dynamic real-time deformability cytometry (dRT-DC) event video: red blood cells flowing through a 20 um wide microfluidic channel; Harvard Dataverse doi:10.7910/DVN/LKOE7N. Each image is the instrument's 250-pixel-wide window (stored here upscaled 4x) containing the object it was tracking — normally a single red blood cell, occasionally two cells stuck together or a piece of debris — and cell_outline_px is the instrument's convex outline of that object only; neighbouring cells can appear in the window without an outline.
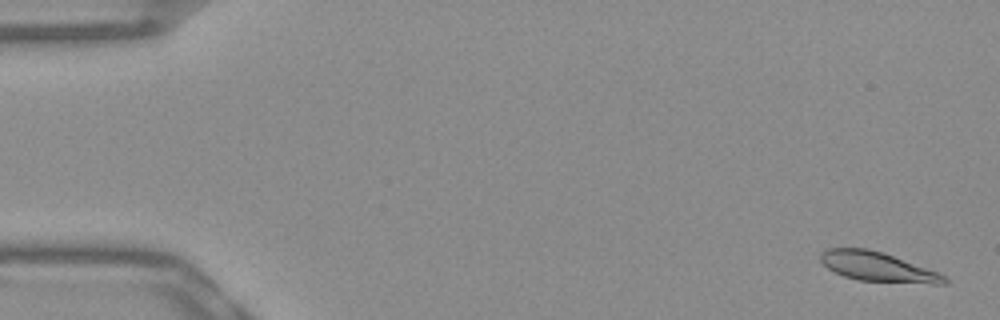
{"species": "Egyptian fruit bat (a non-hibernating species)", "species_latin": "Rousettus aegyptiacus", "temperature_condition": "warm", "stored_images_in_passage": 53, "camera_frame_rate_fps": 3000, "um_per_image_px": 0.085, "frame": {"image": 1, "passage_image": 2, "time_ms": 0.333, "image_size_px": [1000, 320], "cell_outline_px": [[948, 284], [932, 284], [856, 280], [844, 276], [828, 268], [820, 260], [820, 252], [828, 248], [868, 248], [884, 252], [940, 272], [948, 280]], "centroid_in_image_um": [74.64, 22.67], "position_along_channel_um": 10.4, "area_um2": 21.5}}
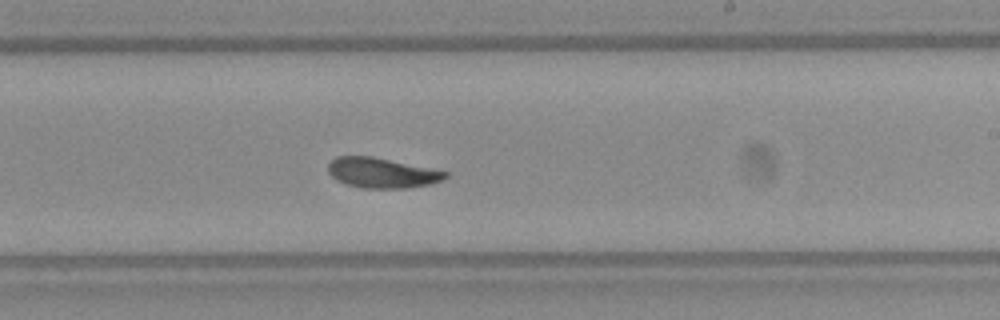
{"frame": {"image": 2, "passage_image": 32, "time_ms": 10.333, "image_size_px": [1000, 320], "cell_outline_px": [[448, 176], [444, 180], [432, 184], [408, 188], [364, 188], [348, 184], [336, 180], [328, 172], [328, 164], [336, 156], [372, 156], [448, 172]], "centroid_in_image_um": [32.47, 14.7], "position_along_channel_um": 256.5, "area_um2": 20.52}}
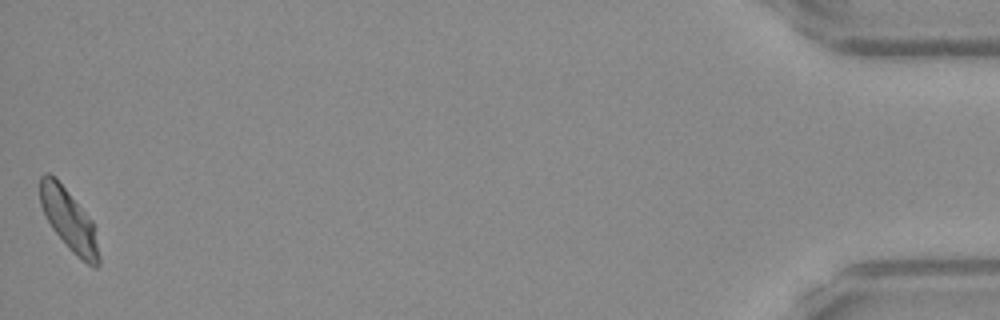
{"frame": {"image": 3, "passage_image": 53, "time_ms": 17.333, "image_size_px": [1000, 320], "cell_outline_px": [[100, 264], [96, 268], [92, 268], [76, 256], [68, 248], [52, 228], [40, 204], [40, 176], [44, 172], [48, 172], [56, 176], [92, 220], [100, 256]], "centroid_in_image_um": [5.86, 18.69], "position_along_channel_um": 429.3, "area_um2": 21.21}, "authors_computed_cell_mechanics": {"area_um2": 21.2704, "velocity_mm_per_s": 3.8218, "shape_relaxation_time_tau1_ms": 3.3811, "shape_relaxation_time_tau2_ms": 2.3899, "deformation_change_tau1": 0.1452, "deformation_change_tau2": 0.0819}}